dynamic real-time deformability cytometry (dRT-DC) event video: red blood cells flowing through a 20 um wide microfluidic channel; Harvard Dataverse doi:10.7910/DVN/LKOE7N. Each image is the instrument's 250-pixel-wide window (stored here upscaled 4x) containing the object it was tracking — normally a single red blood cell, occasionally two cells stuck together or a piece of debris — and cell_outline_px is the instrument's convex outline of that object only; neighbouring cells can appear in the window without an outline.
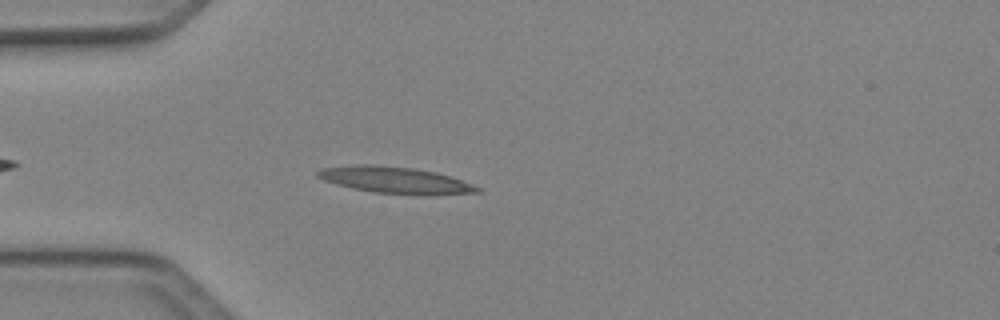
{"species": "Egyptian fruit bat (a non-hibernating species)", "species_latin": "Rousettus aegyptiacus", "temperature_condition": "cold", "stored_images_in_passage": 38, "camera_frame_rate_fps": 3000, "um_per_image_px": 0.085, "animal": {"sex": "female"}, "frame": {"image": 1, "passage_image": 5, "time_ms": 1.333, "image_size_px": [1000, 320], "cell_outline_px": [[480, 192], [372, 192], [352, 188], [336, 184], [324, 180], [316, 176], [316, 172], [324, 168], [352, 164], [372, 164], [412, 168], [436, 172], [460, 180], [480, 188]], "centroid_in_image_um": [33.39, 15.24], "position_along_channel_um": 51.6, "area_um2": 23.18}}
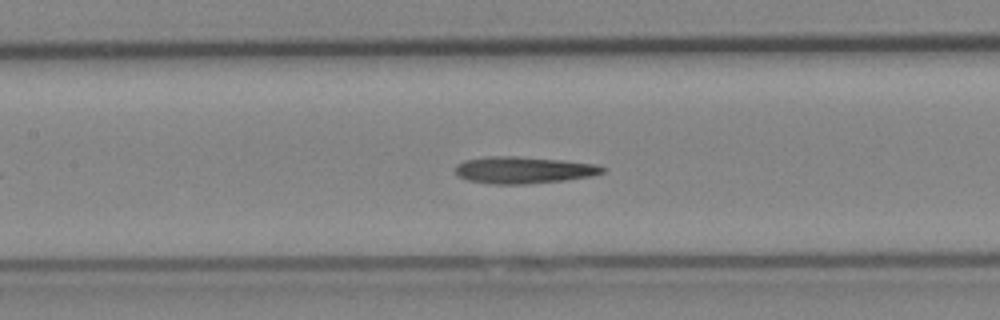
{"frame": {"image": 2, "passage_image": 14, "time_ms": 4.333, "image_size_px": [1000, 320], "cell_outline_px": [[604, 172], [592, 176], [564, 180], [524, 184], [492, 184], [468, 180], [460, 176], [456, 172], [456, 164], [464, 160], [488, 156], [516, 156], [560, 160], [592, 164], [604, 168]], "centroid_in_image_um": [44.45, 14.45], "position_along_channel_um": 162.9, "area_um2": 22.72}}
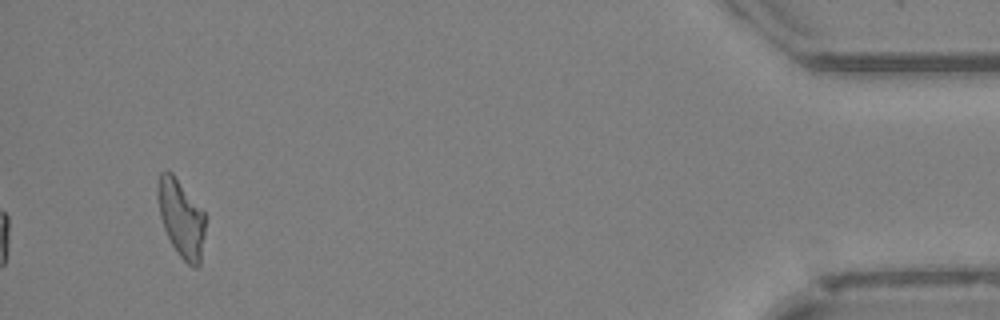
{"frame": {"image": 3, "passage_image": 38, "time_ms": 12.333, "image_size_px": [1000, 320], "cell_outline_px": [[208, 216], [200, 264], [196, 268], [192, 268], [180, 256], [172, 244], [164, 228], [160, 216], [156, 196], [156, 184], [160, 172], [168, 168], [172, 172]], "centroid_in_image_um": [15.41, 18.52], "position_along_channel_um": 419.8, "area_um2": 22.14}, "authors_computed_cell_mechanics": {"area_um2": 22.542, "velocity_mm_per_s": 4.1289, "shape_relaxation_time_tau1_ms": null, "shape_relaxation_time_tau2_ms": 10.1342, "deformation_change_tau1": null, "deformation_change_tau2": 0.2993}}